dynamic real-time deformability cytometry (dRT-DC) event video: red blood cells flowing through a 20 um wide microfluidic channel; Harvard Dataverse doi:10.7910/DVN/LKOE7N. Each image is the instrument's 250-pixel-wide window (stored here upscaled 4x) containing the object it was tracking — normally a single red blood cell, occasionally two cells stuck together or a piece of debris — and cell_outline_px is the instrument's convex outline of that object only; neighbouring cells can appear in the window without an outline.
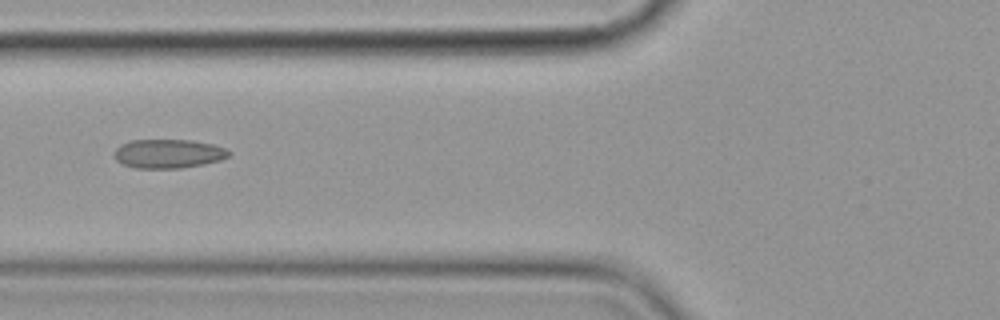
{"species": "common noctule bat (a hibernating species)", "species_latin": "Nyctalus noctula", "temperature_condition": "cold", "stored_images_in_passage": 10, "camera_frame_rate_fps": 3000, "um_per_image_px": 0.085, "animal": {"sex": "female", "body_mass_g": 19.9}, "frame": {"image": 1, "passage_image": 6, "time_ms": 6.667, "image_size_px": [1000, 320], "cell_outline_px": [[232, 152], [228, 156], [220, 160], [204, 164], [180, 168], [136, 168], [124, 164], [116, 160], [116, 148], [120, 144], [132, 140], [192, 140], [212, 144], [224, 148]], "centroid_in_image_um": [14.33, 13.06], "position_along_channel_um": 111.5, "area_um2": 19.19}}
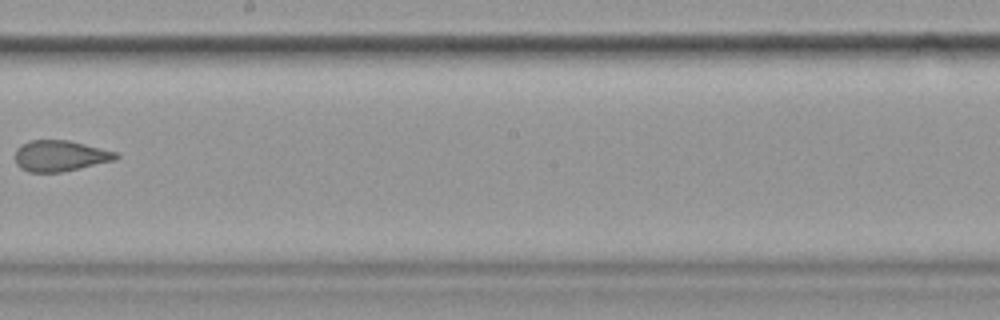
{"frame": {"image": 2, "passage_image": 9, "time_ms": 10.333, "image_size_px": [1000, 320], "cell_outline_px": [[120, 156], [116, 160], [80, 168], [60, 172], [28, 172], [20, 168], [16, 164], [16, 148], [20, 144], [32, 140], [68, 140], [116, 152]], "centroid_in_image_um": [5.09, 13.25], "position_along_channel_um": 243.1, "area_um2": 18.15}}
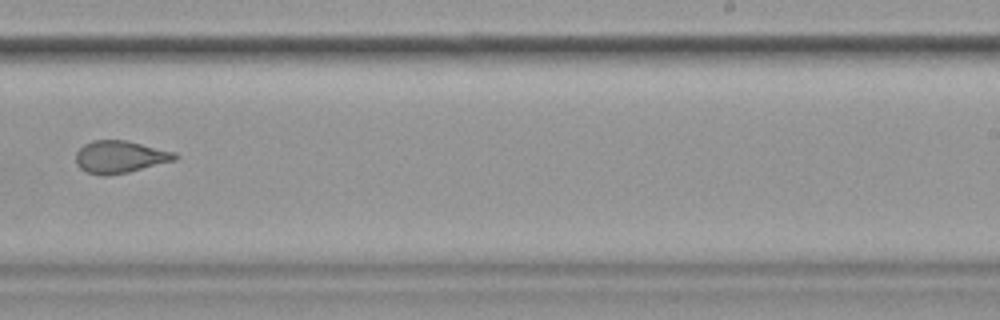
{"frame": {"image": 3, "passage_image": 10, "time_ms": 11.333, "image_size_px": [1000, 320], "cell_outline_px": [[180, 156], [176, 160], [128, 172], [108, 176], [100, 176], [88, 172], [80, 168], [76, 164], [76, 152], [84, 144], [92, 140], [124, 140], [176, 152]], "centroid_in_image_um": [10.2, 13.34], "position_along_channel_um": 278.8, "area_um2": 18.73}}